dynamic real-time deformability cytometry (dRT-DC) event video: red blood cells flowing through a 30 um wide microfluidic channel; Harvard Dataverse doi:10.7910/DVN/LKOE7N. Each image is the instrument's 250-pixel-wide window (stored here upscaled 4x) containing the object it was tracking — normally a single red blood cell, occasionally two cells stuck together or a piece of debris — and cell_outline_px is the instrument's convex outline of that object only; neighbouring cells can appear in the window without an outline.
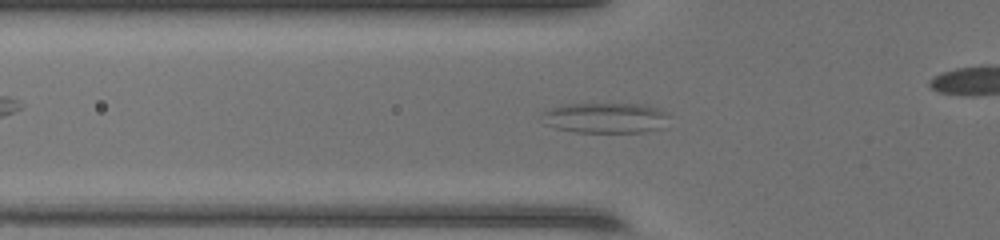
{"species": "common noctule bat (a hibernating species)", "species_latin": "Nyctalus noctula", "temperature_condition": "warm", "stored_images_in_passage": 45, "camera_frame_rate_fps": 3000, "um_per_image_px": 0.085, "animal": {"sex": "female", "body_mass_g": 17.0, "forearm_length_mm": 48.0}, "frame": {"image": 1, "passage_image": 12, "time_ms": 3.667, "image_size_px": [1000, 240], "cell_outline_px": [[668, 116], [664, 128], [644, 132], [576, 132], [556, 128], [544, 124], [540, 112], [544, 108], [560, 104], [648, 104], [660, 108], [668, 112]], "centroid_in_image_um": [51.43, 10.0], "position_along_channel_um": 74.4, "area_um2": 23.18}}
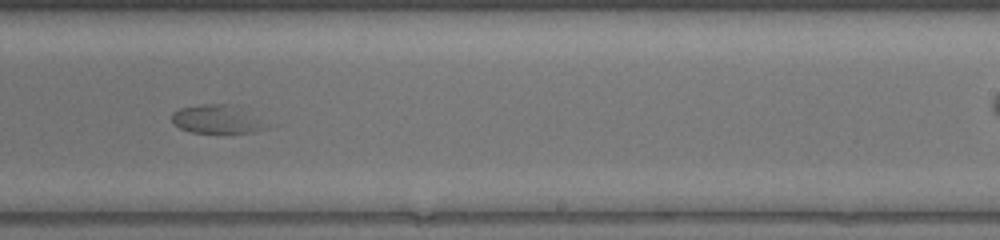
{"frame": {"image": 2, "passage_image": 26, "time_ms": 8.333, "image_size_px": [1000, 240], "cell_outline_px": [[272, 128], [256, 132], [192, 132], [180, 128], [172, 120], [172, 112], [180, 108], [200, 104], [232, 104]], "centroid_in_image_um": [18.41, 10.13], "position_along_channel_um": 270.6, "area_um2": 15.26}}
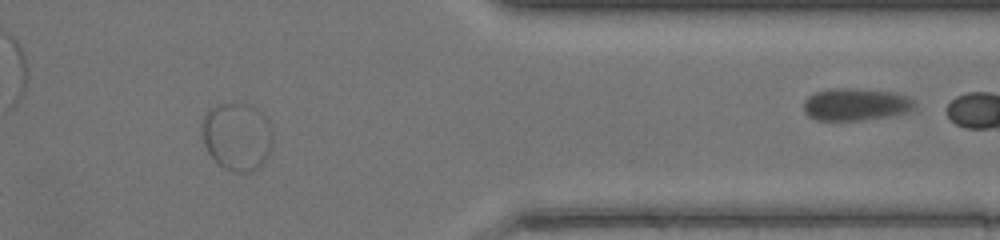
{"frame": {"image": 3, "passage_image": 36, "time_ms": 11.667, "image_size_px": [1000, 240], "cell_outline_px": [[272, 144], [268, 156], [260, 168], [248, 172], [232, 172], [224, 168], [208, 152], [204, 144], [200, 128], [200, 124], [204, 112], [208, 108], [216, 104], [244, 104], [256, 108], [272, 132]], "centroid_in_image_um": [20.09, 11.61], "position_along_channel_um": 391.3, "area_um2": 28.03}}